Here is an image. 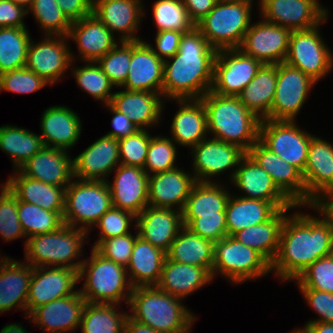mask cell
Masks as SVG:
<instances>
[{"label": "cell", "mask_w": 333, "mask_h": 333, "mask_svg": "<svg viewBox=\"0 0 333 333\" xmlns=\"http://www.w3.org/2000/svg\"><path fill=\"white\" fill-rule=\"evenodd\" d=\"M304 207L323 217L295 211L285 218L278 252L271 263V272L283 282L296 280L316 260L333 254L331 222L314 205Z\"/></svg>", "instance_id": "obj_1"}, {"label": "cell", "mask_w": 333, "mask_h": 333, "mask_svg": "<svg viewBox=\"0 0 333 333\" xmlns=\"http://www.w3.org/2000/svg\"><path fill=\"white\" fill-rule=\"evenodd\" d=\"M217 50L194 27L182 34L178 52L164 60V99H201L213 84Z\"/></svg>", "instance_id": "obj_2"}, {"label": "cell", "mask_w": 333, "mask_h": 333, "mask_svg": "<svg viewBox=\"0 0 333 333\" xmlns=\"http://www.w3.org/2000/svg\"><path fill=\"white\" fill-rule=\"evenodd\" d=\"M201 100L206 110L208 133L213 138L236 145L246 153L259 140L261 120L238 96H221L210 90Z\"/></svg>", "instance_id": "obj_3"}, {"label": "cell", "mask_w": 333, "mask_h": 333, "mask_svg": "<svg viewBox=\"0 0 333 333\" xmlns=\"http://www.w3.org/2000/svg\"><path fill=\"white\" fill-rule=\"evenodd\" d=\"M182 303L156 286L135 287L127 306L128 316L160 333H190L195 315Z\"/></svg>", "instance_id": "obj_4"}, {"label": "cell", "mask_w": 333, "mask_h": 333, "mask_svg": "<svg viewBox=\"0 0 333 333\" xmlns=\"http://www.w3.org/2000/svg\"><path fill=\"white\" fill-rule=\"evenodd\" d=\"M88 235L86 230L67 224L49 233L34 235L25 241L24 260L32 267H64L79 272L84 260L77 258L83 256Z\"/></svg>", "instance_id": "obj_5"}, {"label": "cell", "mask_w": 333, "mask_h": 333, "mask_svg": "<svg viewBox=\"0 0 333 333\" xmlns=\"http://www.w3.org/2000/svg\"><path fill=\"white\" fill-rule=\"evenodd\" d=\"M91 256L84 259L78 272L79 282L85 283L80 294L89 303L116 304L129 303L133 287L124 266L103 257L94 248Z\"/></svg>", "instance_id": "obj_6"}, {"label": "cell", "mask_w": 333, "mask_h": 333, "mask_svg": "<svg viewBox=\"0 0 333 333\" xmlns=\"http://www.w3.org/2000/svg\"><path fill=\"white\" fill-rule=\"evenodd\" d=\"M254 0H218L195 27L216 50L238 48L252 24Z\"/></svg>", "instance_id": "obj_7"}, {"label": "cell", "mask_w": 333, "mask_h": 333, "mask_svg": "<svg viewBox=\"0 0 333 333\" xmlns=\"http://www.w3.org/2000/svg\"><path fill=\"white\" fill-rule=\"evenodd\" d=\"M112 206L107 181L73 179L65 189L63 220L68 226L90 233V228L94 227Z\"/></svg>", "instance_id": "obj_8"}, {"label": "cell", "mask_w": 333, "mask_h": 333, "mask_svg": "<svg viewBox=\"0 0 333 333\" xmlns=\"http://www.w3.org/2000/svg\"><path fill=\"white\" fill-rule=\"evenodd\" d=\"M271 272V264L256 250L225 236L214 243L212 278L223 275L232 284L261 278Z\"/></svg>", "instance_id": "obj_9"}, {"label": "cell", "mask_w": 333, "mask_h": 333, "mask_svg": "<svg viewBox=\"0 0 333 333\" xmlns=\"http://www.w3.org/2000/svg\"><path fill=\"white\" fill-rule=\"evenodd\" d=\"M320 25L308 30L292 31L285 63L300 69L315 82L333 68V53L320 35Z\"/></svg>", "instance_id": "obj_10"}, {"label": "cell", "mask_w": 333, "mask_h": 333, "mask_svg": "<svg viewBox=\"0 0 333 333\" xmlns=\"http://www.w3.org/2000/svg\"><path fill=\"white\" fill-rule=\"evenodd\" d=\"M296 121L261 120L259 140L284 161L304 172L311 138Z\"/></svg>", "instance_id": "obj_11"}, {"label": "cell", "mask_w": 333, "mask_h": 333, "mask_svg": "<svg viewBox=\"0 0 333 333\" xmlns=\"http://www.w3.org/2000/svg\"><path fill=\"white\" fill-rule=\"evenodd\" d=\"M259 17L291 31L308 30L328 20V9L318 0H258Z\"/></svg>", "instance_id": "obj_12"}, {"label": "cell", "mask_w": 333, "mask_h": 333, "mask_svg": "<svg viewBox=\"0 0 333 333\" xmlns=\"http://www.w3.org/2000/svg\"><path fill=\"white\" fill-rule=\"evenodd\" d=\"M317 82L285 62L277 64V85L270 120L295 121Z\"/></svg>", "instance_id": "obj_13"}, {"label": "cell", "mask_w": 333, "mask_h": 333, "mask_svg": "<svg viewBox=\"0 0 333 333\" xmlns=\"http://www.w3.org/2000/svg\"><path fill=\"white\" fill-rule=\"evenodd\" d=\"M190 152L194 155L191 166L196 182H216L212 177H218L231 168L229 182L232 181L240 160L247 154L236 145L210 136L192 147Z\"/></svg>", "instance_id": "obj_14"}, {"label": "cell", "mask_w": 333, "mask_h": 333, "mask_svg": "<svg viewBox=\"0 0 333 333\" xmlns=\"http://www.w3.org/2000/svg\"><path fill=\"white\" fill-rule=\"evenodd\" d=\"M261 65L259 60L245 55L238 48L217 50L211 91L221 96H238Z\"/></svg>", "instance_id": "obj_15"}, {"label": "cell", "mask_w": 333, "mask_h": 333, "mask_svg": "<svg viewBox=\"0 0 333 333\" xmlns=\"http://www.w3.org/2000/svg\"><path fill=\"white\" fill-rule=\"evenodd\" d=\"M68 40L67 36L50 35H44L38 43L31 39L25 67L43 78L49 85H54L69 68L74 66L72 64L76 60L68 47Z\"/></svg>", "instance_id": "obj_16"}, {"label": "cell", "mask_w": 333, "mask_h": 333, "mask_svg": "<svg viewBox=\"0 0 333 333\" xmlns=\"http://www.w3.org/2000/svg\"><path fill=\"white\" fill-rule=\"evenodd\" d=\"M291 32L262 19L251 24L238 49L262 64H279L286 60Z\"/></svg>", "instance_id": "obj_17"}, {"label": "cell", "mask_w": 333, "mask_h": 333, "mask_svg": "<svg viewBox=\"0 0 333 333\" xmlns=\"http://www.w3.org/2000/svg\"><path fill=\"white\" fill-rule=\"evenodd\" d=\"M247 154L273 179L277 187L296 205L307 206V190L302 172L284 161L260 140Z\"/></svg>", "instance_id": "obj_18"}, {"label": "cell", "mask_w": 333, "mask_h": 333, "mask_svg": "<svg viewBox=\"0 0 333 333\" xmlns=\"http://www.w3.org/2000/svg\"><path fill=\"white\" fill-rule=\"evenodd\" d=\"M78 271L64 267H32L27 316L37 307L78 291Z\"/></svg>", "instance_id": "obj_19"}, {"label": "cell", "mask_w": 333, "mask_h": 333, "mask_svg": "<svg viewBox=\"0 0 333 333\" xmlns=\"http://www.w3.org/2000/svg\"><path fill=\"white\" fill-rule=\"evenodd\" d=\"M230 182H232V186L235 185L239 189L238 191L244 194L240 197L269 201L278 210L304 207L296 206L277 187L271 176L248 154L240 160L235 175Z\"/></svg>", "instance_id": "obj_20"}, {"label": "cell", "mask_w": 333, "mask_h": 333, "mask_svg": "<svg viewBox=\"0 0 333 333\" xmlns=\"http://www.w3.org/2000/svg\"><path fill=\"white\" fill-rule=\"evenodd\" d=\"M85 305L86 301L78 290L35 308L27 317L37 327L40 326L43 333H72L80 326Z\"/></svg>", "instance_id": "obj_21"}, {"label": "cell", "mask_w": 333, "mask_h": 333, "mask_svg": "<svg viewBox=\"0 0 333 333\" xmlns=\"http://www.w3.org/2000/svg\"><path fill=\"white\" fill-rule=\"evenodd\" d=\"M143 0H93L94 14L120 41H140L136 36L144 12ZM143 5V6H142Z\"/></svg>", "instance_id": "obj_22"}, {"label": "cell", "mask_w": 333, "mask_h": 333, "mask_svg": "<svg viewBox=\"0 0 333 333\" xmlns=\"http://www.w3.org/2000/svg\"><path fill=\"white\" fill-rule=\"evenodd\" d=\"M164 60L146 41H131V62L127 80L119 87L130 91H148L162 95Z\"/></svg>", "instance_id": "obj_23"}, {"label": "cell", "mask_w": 333, "mask_h": 333, "mask_svg": "<svg viewBox=\"0 0 333 333\" xmlns=\"http://www.w3.org/2000/svg\"><path fill=\"white\" fill-rule=\"evenodd\" d=\"M307 190V206H312L324 194L333 191V145L313 136L307 163L302 173Z\"/></svg>", "instance_id": "obj_24"}, {"label": "cell", "mask_w": 333, "mask_h": 333, "mask_svg": "<svg viewBox=\"0 0 333 333\" xmlns=\"http://www.w3.org/2000/svg\"><path fill=\"white\" fill-rule=\"evenodd\" d=\"M119 165V140L104 135L73 158L74 178L107 181Z\"/></svg>", "instance_id": "obj_25"}, {"label": "cell", "mask_w": 333, "mask_h": 333, "mask_svg": "<svg viewBox=\"0 0 333 333\" xmlns=\"http://www.w3.org/2000/svg\"><path fill=\"white\" fill-rule=\"evenodd\" d=\"M195 183L193 174L178 167L149 175L148 206L182 212Z\"/></svg>", "instance_id": "obj_26"}, {"label": "cell", "mask_w": 333, "mask_h": 333, "mask_svg": "<svg viewBox=\"0 0 333 333\" xmlns=\"http://www.w3.org/2000/svg\"><path fill=\"white\" fill-rule=\"evenodd\" d=\"M107 180L113 207L138 215L148 206V175L143 168L119 165Z\"/></svg>", "instance_id": "obj_27"}, {"label": "cell", "mask_w": 333, "mask_h": 333, "mask_svg": "<svg viewBox=\"0 0 333 333\" xmlns=\"http://www.w3.org/2000/svg\"><path fill=\"white\" fill-rule=\"evenodd\" d=\"M70 157L67 150L44 146L18 170L32 179L66 189L74 179Z\"/></svg>", "instance_id": "obj_28"}, {"label": "cell", "mask_w": 333, "mask_h": 333, "mask_svg": "<svg viewBox=\"0 0 333 333\" xmlns=\"http://www.w3.org/2000/svg\"><path fill=\"white\" fill-rule=\"evenodd\" d=\"M134 227L140 238L167 252L183 227L182 212L147 206L136 216Z\"/></svg>", "instance_id": "obj_29"}, {"label": "cell", "mask_w": 333, "mask_h": 333, "mask_svg": "<svg viewBox=\"0 0 333 333\" xmlns=\"http://www.w3.org/2000/svg\"><path fill=\"white\" fill-rule=\"evenodd\" d=\"M67 37L77 43L78 57L83 62H97L118 44L115 35L94 14L72 22Z\"/></svg>", "instance_id": "obj_30"}, {"label": "cell", "mask_w": 333, "mask_h": 333, "mask_svg": "<svg viewBox=\"0 0 333 333\" xmlns=\"http://www.w3.org/2000/svg\"><path fill=\"white\" fill-rule=\"evenodd\" d=\"M5 256V257H4ZM0 257V313L12 310H26L32 266L4 255Z\"/></svg>", "instance_id": "obj_31"}, {"label": "cell", "mask_w": 333, "mask_h": 333, "mask_svg": "<svg viewBox=\"0 0 333 333\" xmlns=\"http://www.w3.org/2000/svg\"><path fill=\"white\" fill-rule=\"evenodd\" d=\"M41 135L46 147L69 150L77 144L81 135L80 117L67 106H52L42 114Z\"/></svg>", "instance_id": "obj_32"}, {"label": "cell", "mask_w": 333, "mask_h": 333, "mask_svg": "<svg viewBox=\"0 0 333 333\" xmlns=\"http://www.w3.org/2000/svg\"><path fill=\"white\" fill-rule=\"evenodd\" d=\"M163 96L148 91H116L112 96L111 105L127 115L139 129H146L160 122L164 111Z\"/></svg>", "instance_id": "obj_33"}, {"label": "cell", "mask_w": 333, "mask_h": 333, "mask_svg": "<svg viewBox=\"0 0 333 333\" xmlns=\"http://www.w3.org/2000/svg\"><path fill=\"white\" fill-rule=\"evenodd\" d=\"M179 104L170 124V137L176 145L190 147L207 137V116L201 99L173 100Z\"/></svg>", "instance_id": "obj_34"}, {"label": "cell", "mask_w": 333, "mask_h": 333, "mask_svg": "<svg viewBox=\"0 0 333 333\" xmlns=\"http://www.w3.org/2000/svg\"><path fill=\"white\" fill-rule=\"evenodd\" d=\"M4 183L18 200L36 204L45 210L64 213L65 188L57 187L23 175L19 170L14 171Z\"/></svg>", "instance_id": "obj_35"}, {"label": "cell", "mask_w": 333, "mask_h": 333, "mask_svg": "<svg viewBox=\"0 0 333 333\" xmlns=\"http://www.w3.org/2000/svg\"><path fill=\"white\" fill-rule=\"evenodd\" d=\"M166 252L138 237L126 267L133 288L156 286L161 277Z\"/></svg>", "instance_id": "obj_36"}, {"label": "cell", "mask_w": 333, "mask_h": 333, "mask_svg": "<svg viewBox=\"0 0 333 333\" xmlns=\"http://www.w3.org/2000/svg\"><path fill=\"white\" fill-rule=\"evenodd\" d=\"M212 280V275L205 268L180 264L166 257L156 287L170 295L184 299Z\"/></svg>", "instance_id": "obj_37"}, {"label": "cell", "mask_w": 333, "mask_h": 333, "mask_svg": "<svg viewBox=\"0 0 333 333\" xmlns=\"http://www.w3.org/2000/svg\"><path fill=\"white\" fill-rule=\"evenodd\" d=\"M224 186L217 182H196L182 211L183 226L195 218L225 212L231 193Z\"/></svg>", "instance_id": "obj_38"}, {"label": "cell", "mask_w": 333, "mask_h": 333, "mask_svg": "<svg viewBox=\"0 0 333 333\" xmlns=\"http://www.w3.org/2000/svg\"><path fill=\"white\" fill-rule=\"evenodd\" d=\"M277 85V64H262L238 95L241 103L260 120L268 119Z\"/></svg>", "instance_id": "obj_39"}, {"label": "cell", "mask_w": 333, "mask_h": 333, "mask_svg": "<svg viewBox=\"0 0 333 333\" xmlns=\"http://www.w3.org/2000/svg\"><path fill=\"white\" fill-rule=\"evenodd\" d=\"M290 209L293 208L279 209L268 221L247 227L232 237L259 252L271 264L278 252L281 229Z\"/></svg>", "instance_id": "obj_40"}, {"label": "cell", "mask_w": 333, "mask_h": 333, "mask_svg": "<svg viewBox=\"0 0 333 333\" xmlns=\"http://www.w3.org/2000/svg\"><path fill=\"white\" fill-rule=\"evenodd\" d=\"M169 260L205 268L211 275L214 263V243L183 226L166 252Z\"/></svg>", "instance_id": "obj_41"}, {"label": "cell", "mask_w": 333, "mask_h": 333, "mask_svg": "<svg viewBox=\"0 0 333 333\" xmlns=\"http://www.w3.org/2000/svg\"><path fill=\"white\" fill-rule=\"evenodd\" d=\"M277 211L269 201L230 194L225 210L228 236L268 221Z\"/></svg>", "instance_id": "obj_42"}, {"label": "cell", "mask_w": 333, "mask_h": 333, "mask_svg": "<svg viewBox=\"0 0 333 333\" xmlns=\"http://www.w3.org/2000/svg\"><path fill=\"white\" fill-rule=\"evenodd\" d=\"M43 147L42 138L36 133L23 127L0 126V149L10 157L13 171L18 170Z\"/></svg>", "instance_id": "obj_43"}, {"label": "cell", "mask_w": 333, "mask_h": 333, "mask_svg": "<svg viewBox=\"0 0 333 333\" xmlns=\"http://www.w3.org/2000/svg\"><path fill=\"white\" fill-rule=\"evenodd\" d=\"M116 304L86 302L80 321L82 333H123L128 313L117 311Z\"/></svg>", "instance_id": "obj_44"}, {"label": "cell", "mask_w": 333, "mask_h": 333, "mask_svg": "<svg viewBox=\"0 0 333 333\" xmlns=\"http://www.w3.org/2000/svg\"><path fill=\"white\" fill-rule=\"evenodd\" d=\"M31 39L27 27L0 28V74L25 67Z\"/></svg>", "instance_id": "obj_45"}, {"label": "cell", "mask_w": 333, "mask_h": 333, "mask_svg": "<svg viewBox=\"0 0 333 333\" xmlns=\"http://www.w3.org/2000/svg\"><path fill=\"white\" fill-rule=\"evenodd\" d=\"M17 210L26 239L34 235L55 231L65 224L64 213L48 211L36 204L18 200Z\"/></svg>", "instance_id": "obj_46"}, {"label": "cell", "mask_w": 333, "mask_h": 333, "mask_svg": "<svg viewBox=\"0 0 333 333\" xmlns=\"http://www.w3.org/2000/svg\"><path fill=\"white\" fill-rule=\"evenodd\" d=\"M85 66L72 67V75L78 86L95 100L102 101L104 105L111 103L114 93L111 90L114 84L102 71L97 62H84Z\"/></svg>", "instance_id": "obj_47"}, {"label": "cell", "mask_w": 333, "mask_h": 333, "mask_svg": "<svg viewBox=\"0 0 333 333\" xmlns=\"http://www.w3.org/2000/svg\"><path fill=\"white\" fill-rule=\"evenodd\" d=\"M152 6L157 32L175 30L185 33L195 27L183 0H156Z\"/></svg>", "instance_id": "obj_48"}, {"label": "cell", "mask_w": 333, "mask_h": 333, "mask_svg": "<svg viewBox=\"0 0 333 333\" xmlns=\"http://www.w3.org/2000/svg\"><path fill=\"white\" fill-rule=\"evenodd\" d=\"M27 13L33 14L44 35H68L71 22L63 14L57 0H32Z\"/></svg>", "instance_id": "obj_49"}, {"label": "cell", "mask_w": 333, "mask_h": 333, "mask_svg": "<svg viewBox=\"0 0 333 333\" xmlns=\"http://www.w3.org/2000/svg\"><path fill=\"white\" fill-rule=\"evenodd\" d=\"M175 144L169 137L161 135L151 137L143 168L148 176L177 167L175 165L177 159V147Z\"/></svg>", "instance_id": "obj_50"}, {"label": "cell", "mask_w": 333, "mask_h": 333, "mask_svg": "<svg viewBox=\"0 0 333 333\" xmlns=\"http://www.w3.org/2000/svg\"><path fill=\"white\" fill-rule=\"evenodd\" d=\"M118 42L120 43L97 61L102 71L117 88L127 80L131 62V41Z\"/></svg>", "instance_id": "obj_51"}, {"label": "cell", "mask_w": 333, "mask_h": 333, "mask_svg": "<svg viewBox=\"0 0 333 333\" xmlns=\"http://www.w3.org/2000/svg\"><path fill=\"white\" fill-rule=\"evenodd\" d=\"M0 187V237L5 242L26 238L18 217L17 197L4 183Z\"/></svg>", "instance_id": "obj_52"}, {"label": "cell", "mask_w": 333, "mask_h": 333, "mask_svg": "<svg viewBox=\"0 0 333 333\" xmlns=\"http://www.w3.org/2000/svg\"><path fill=\"white\" fill-rule=\"evenodd\" d=\"M300 289L333 293V254L319 258L295 280Z\"/></svg>", "instance_id": "obj_53"}, {"label": "cell", "mask_w": 333, "mask_h": 333, "mask_svg": "<svg viewBox=\"0 0 333 333\" xmlns=\"http://www.w3.org/2000/svg\"><path fill=\"white\" fill-rule=\"evenodd\" d=\"M151 137L148 129H140L132 135L119 139L120 164L144 168Z\"/></svg>", "instance_id": "obj_54"}, {"label": "cell", "mask_w": 333, "mask_h": 333, "mask_svg": "<svg viewBox=\"0 0 333 333\" xmlns=\"http://www.w3.org/2000/svg\"><path fill=\"white\" fill-rule=\"evenodd\" d=\"M132 221L136 223V215L112 206L100 217L99 221L93 227V229L99 227L100 237L93 243L92 248L101 240H107L130 233L129 228Z\"/></svg>", "instance_id": "obj_55"}, {"label": "cell", "mask_w": 333, "mask_h": 333, "mask_svg": "<svg viewBox=\"0 0 333 333\" xmlns=\"http://www.w3.org/2000/svg\"><path fill=\"white\" fill-rule=\"evenodd\" d=\"M49 83L26 67L0 74V92L30 94Z\"/></svg>", "instance_id": "obj_56"}, {"label": "cell", "mask_w": 333, "mask_h": 333, "mask_svg": "<svg viewBox=\"0 0 333 333\" xmlns=\"http://www.w3.org/2000/svg\"><path fill=\"white\" fill-rule=\"evenodd\" d=\"M138 237V232L134 236L130 232L122 236L101 240L94 247V249L103 257L126 268L128 266L135 241Z\"/></svg>", "instance_id": "obj_57"}, {"label": "cell", "mask_w": 333, "mask_h": 333, "mask_svg": "<svg viewBox=\"0 0 333 333\" xmlns=\"http://www.w3.org/2000/svg\"><path fill=\"white\" fill-rule=\"evenodd\" d=\"M186 228L204 239L211 240L213 243L228 236L225 212L195 218Z\"/></svg>", "instance_id": "obj_58"}, {"label": "cell", "mask_w": 333, "mask_h": 333, "mask_svg": "<svg viewBox=\"0 0 333 333\" xmlns=\"http://www.w3.org/2000/svg\"><path fill=\"white\" fill-rule=\"evenodd\" d=\"M305 301L318 314V319L308 322L333 323V293L314 289H299Z\"/></svg>", "instance_id": "obj_59"}, {"label": "cell", "mask_w": 333, "mask_h": 333, "mask_svg": "<svg viewBox=\"0 0 333 333\" xmlns=\"http://www.w3.org/2000/svg\"><path fill=\"white\" fill-rule=\"evenodd\" d=\"M182 32L175 30H164L156 33L155 36V46L148 43L153 52L158 55L162 60H166L171 56H174L179 49V42L182 36Z\"/></svg>", "instance_id": "obj_60"}, {"label": "cell", "mask_w": 333, "mask_h": 333, "mask_svg": "<svg viewBox=\"0 0 333 333\" xmlns=\"http://www.w3.org/2000/svg\"><path fill=\"white\" fill-rule=\"evenodd\" d=\"M28 15L27 9L12 0H0V28L26 27L24 17Z\"/></svg>", "instance_id": "obj_61"}, {"label": "cell", "mask_w": 333, "mask_h": 333, "mask_svg": "<svg viewBox=\"0 0 333 333\" xmlns=\"http://www.w3.org/2000/svg\"><path fill=\"white\" fill-rule=\"evenodd\" d=\"M106 107H108V110L113 114L111 123L114 128L105 134L106 136L119 140L140 130L137 125L130 121L127 115L116 110L110 103L107 104Z\"/></svg>", "instance_id": "obj_62"}, {"label": "cell", "mask_w": 333, "mask_h": 333, "mask_svg": "<svg viewBox=\"0 0 333 333\" xmlns=\"http://www.w3.org/2000/svg\"><path fill=\"white\" fill-rule=\"evenodd\" d=\"M57 3L71 23L92 14L93 0H57Z\"/></svg>", "instance_id": "obj_63"}, {"label": "cell", "mask_w": 333, "mask_h": 333, "mask_svg": "<svg viewBox=\"0 0 333 333\" xmlns=\"http://www.w3.org/2000/svg\"><path fill=\"white\" fill-rule=\"evenodd\" d=\"M218 0H183L191 21L196 25L213 8Z\"/></svg>", "instance_id": "obj_64"}, {"label": "cell", "mask_w": 333, "mask_h": 333, "mask_svg": "<svg viewBox=\"0 0 333 333\" xmlns=\"http://www.w3.org/2000/svg\"><path fill=\"white\" fill-rule=\"evenodd\" d=\"M314 206L331 222L333 226V191L324 194Z\"/></svg>", "instance_id": "obj_65"}, {"label": "cell", "mask_w": 333, "mask_h": 333, "mask_svg": "<svg viewBox=\"0 0 333 333\" xmlns=\"http://www.w3.org/2000/svg\"><path fill=\"white\" fill-rule=\"evenodd\" d=\"M305 326V327H304ZM302 328H297L301 333H333V323L307 322Z\"/></svg>", "instance_id": "obj_66"}, {"label": "cell", "mask_w": 333, "mask_h": 333, "mask_svg": "<svg viewBox=\"0 0 333 333\" xmlns=\"http://www.w3.org/2000/svg\"><path fill=\"white\" fill-rule=\"evenodd\" d=\"M123 333H160V332L155 331L149 326L142 325L128 316L123 327Z\"/></svg>", "instance_id": "obj_67"}, {"label": "cell", "mask_w": 333, "mask_h": 333, "mask_svg": "<svg viewBox=\"0 0 333 333\" xmlns=\"http://www.w3.org/2000/svg\"><path fill=\"white\" fill-rule=\"evenodd\" d=\"M0 333H29V332L25 330V327L21 326L20 324L13 323L4 326L1 329Z\"/></svg>", "instance_id": "obj_68"}, {"label": "cell", "mask_w": 333, "mask_h": 333, "mask_svg": "<svg viewBox=\"0 0 333 333\" xmlns=\"http://www.w3.org/2000/svg\"><path fill=\"white\" fill-rule=\"evenodd\" d=\"M14 3L24 6L26 9L30 6L32 0H12Z\"/></svg>", "instance_id": "obj_69"}, {"label": "cell", "mask_w": 333, "mask_h": 333, "mask_svg": "<svg viewBox=\"0 0 333 333\" xmlns=\"http://www.w3.org/2000/svg\"><path fill=\"white\" fill-rule=\"evenodd\" d=\"M290 333H301L298 329H295V330H293L292 332H290Z\"/></svg>", "instance_id": "obj_70"}]
</instances>
